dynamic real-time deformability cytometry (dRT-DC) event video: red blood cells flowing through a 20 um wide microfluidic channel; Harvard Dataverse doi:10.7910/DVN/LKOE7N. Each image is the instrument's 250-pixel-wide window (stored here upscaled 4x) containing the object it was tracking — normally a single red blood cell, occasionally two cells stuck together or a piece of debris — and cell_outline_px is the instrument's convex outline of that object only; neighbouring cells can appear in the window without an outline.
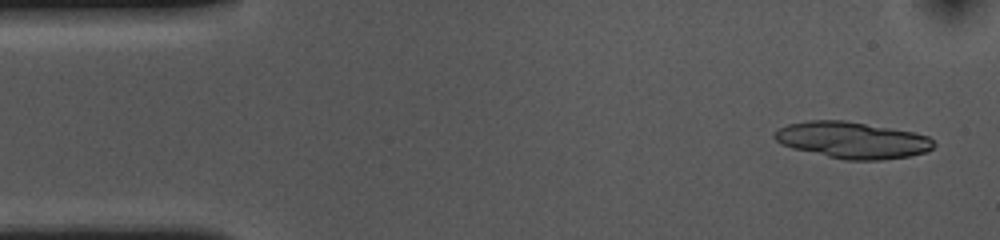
{"species": "common noctule bat (a hibernating species)", "species_latin": "Nyctalus noctula", "temperature_condition": "cold", "stored_images_in_passage": 20, "camera_frame_rate_fps": 3000, "um_per_image_px": 0.085, "animal": {"sex": "female", "body_mass_g": 10.0, "forearm_length_mm": 53.1}, "frame": {"image": 1, "passage_image": 2, "time_ms": 0.333, "image_size_px": [1000, 240], "cell_outline_px": [[936, 144], [932, 148], [924, 152], [908, 156], [880, 160], [844, 160], [792, 148], [780, 144], [772, 136], [780, 128], [788, 124], [808, 120], [844, 120], [912, 132], [928, 136]], "centroid_in_image_um": [72.42, 11.91], "position_along_channel_um": 12.6, "area_um2": 33.64}}
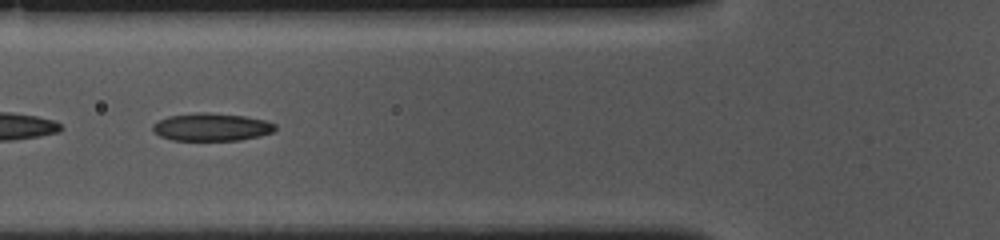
{"frame": {"image": 2, "passage_image": 18, "time_ms": 5.667, "image_size_px": [1000, 240], "cell_outline_px": [[276, 128], [272, 132], [260, 136], [240, 140], [172, 140], [160, 136], [152, 128], [152, 124], [168, 116], [196, 112], [212, 112], [244, 116], [264, 120], [276, 124]], "centroid_in_image_um": [17.98, 10.79], "position_along_channel_um": 107.8, "area_um2": 19.83}}